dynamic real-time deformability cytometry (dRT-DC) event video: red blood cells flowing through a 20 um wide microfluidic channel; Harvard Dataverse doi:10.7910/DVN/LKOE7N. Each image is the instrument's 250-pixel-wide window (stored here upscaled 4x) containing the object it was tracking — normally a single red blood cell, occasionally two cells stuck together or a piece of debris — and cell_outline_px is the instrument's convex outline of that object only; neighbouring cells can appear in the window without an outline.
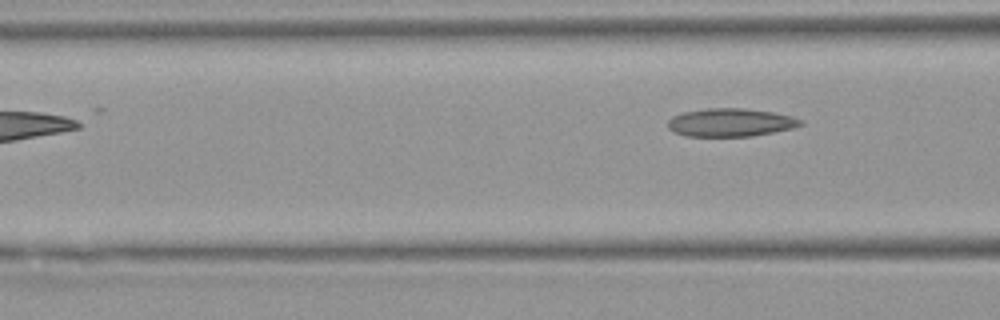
{"species": "Egyptian fruit bat (a non-hibernating species)", "species_latin": "Rousettus aegyptiacus", "temperature_condition": "warm", "stored_images_in_passage": 13, "camera_frame_rate_fps": 3000, "um_per_image_px": 0.085, "animal": {"sex": "female"}, "frame": {"image": 1, "passage_image": 8, "time_ms": 8.667, "image_size_px": [1000, 320], "cell_outline_px": [[804, 124], [792, 128], [752, 136], [684, 136], [672, 132], [668, 128], [668, 120], [672, 116], [684, 112], [708, 108], [744, 108], [772, 112], [792, 116], [804, 120]], "centroid_in_image_um": [62.08, 10.41], "position_along_channel_um": 104.5, "area_um2": 21.85}}
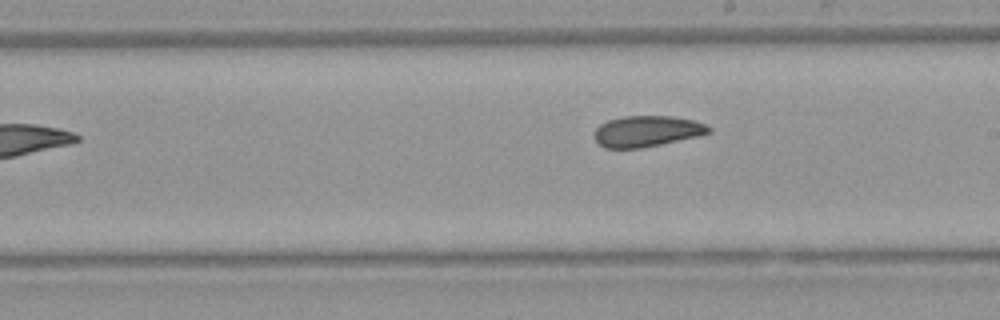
{"frame": {"image": 2, "passage_image": 13, "time_ms": 15.333, "image_size_px": [1000, 320], "cell_outline_px": [[712, 132], [696, 136], [660, 144], [640, 148], [604, 148], [596, 140], [596, 128], [600, 124], [608, 120], [624, 116], [672, 116], [692, 120], [704, 124], [712, 128]], "centroid_in_image_um": [54.98, 11.15], "position_along_channel_um": 234.0, "area_um2": 20.35}}